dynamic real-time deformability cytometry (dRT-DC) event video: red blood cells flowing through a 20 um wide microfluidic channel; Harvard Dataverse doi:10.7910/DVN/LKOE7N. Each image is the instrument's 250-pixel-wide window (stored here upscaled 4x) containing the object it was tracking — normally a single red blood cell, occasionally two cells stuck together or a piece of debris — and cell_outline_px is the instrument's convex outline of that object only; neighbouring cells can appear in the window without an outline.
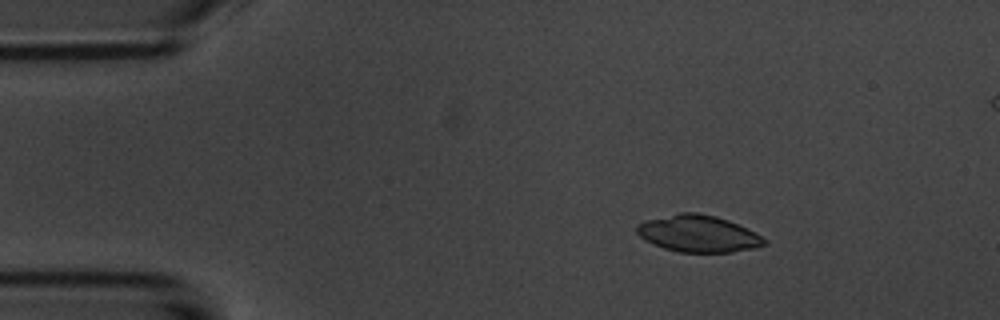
{"species": "common noctule bat (a hibernating species)", "species_latin": "Nyctalus noctula", "temperature_condition": "room temperature", "stored_images_in_passage": 5, "segment_of_instrument_passage": [1, 2], "camera_frame_rate_fps": 3000, "um_per_image_px": 0.085, "animal": {"sex": "male", "body_mass_g": 20.1, "forearm_length_mm": 53.5}, "frame": {"image": 1, "passage_image": 3, "time_ms": 2.333, "image_size_px": [1000, 320], "cell_outline_px": [[764, 244], [756, 248], [732, 252], [680, 252], [664, 248], [652, 244], [644, 240], [636, 232], [636, 224], [648, 220], [680, 212], [696, 212], [716, 216], [728, 220], [760, 236], [764, 240]], "centroid_in_image_um": [59.29, 19.86], "position_along_channel_um": 25.7, "area_um2": 26.99}}